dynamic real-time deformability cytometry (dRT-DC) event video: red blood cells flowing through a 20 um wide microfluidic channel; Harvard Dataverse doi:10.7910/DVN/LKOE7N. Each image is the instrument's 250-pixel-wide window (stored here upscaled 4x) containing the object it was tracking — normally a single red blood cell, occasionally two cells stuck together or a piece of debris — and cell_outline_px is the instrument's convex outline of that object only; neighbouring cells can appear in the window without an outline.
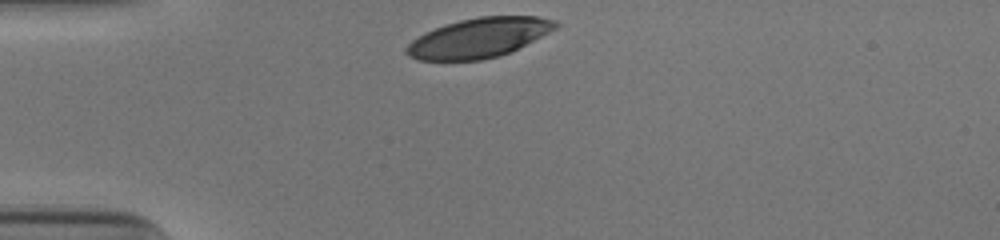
{"species": "human", "species_latin": "Homo sapiens", "temperature_condition": "cold", "stored_images_in_passage": 30, "camera_frame_rate_fps": 3000, "um_per_image_px": 0.085, "donor": {"sex": "male"}, "frame": {"image": 1, "passage_image": 1, "time_ms": 0.0, "image_size_px": [1000, 240], "cell_outline_px": [[560, 24], [556, 28], [500, 56], [484, 60], [420, 60], [408, 56], [404, 52], [404, 48], [412, 40], [424, 32], [460, 20], [480, 16], [536, 16], [556, 20]], "centroid_in_image_um": [40.66, 3.21], "position_along_channel_um": 44.3, "area_um2": 34.04}}
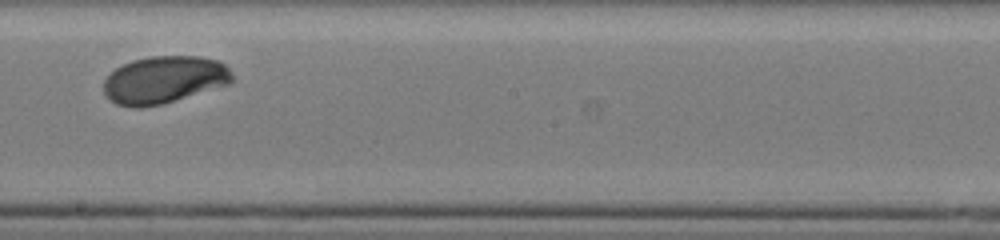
{"frame": {"image": 2, "passage_image": 18, "time_ms": 5.667, "image_size_px": [1000, 240], "cell_outline_px": [[232, 80], [228, 84], [164, 104], [140, 108], [132, 108], [116, 104], [104, 92], [104, 80], [116, 68], [132, 60], [148, 56], [200, 56], [220, 60], [232, 72]], "centroid_in_image_um": [13.96, 6.78], "position_along_channel_um": 234.2, "area_um2": 35.55}}
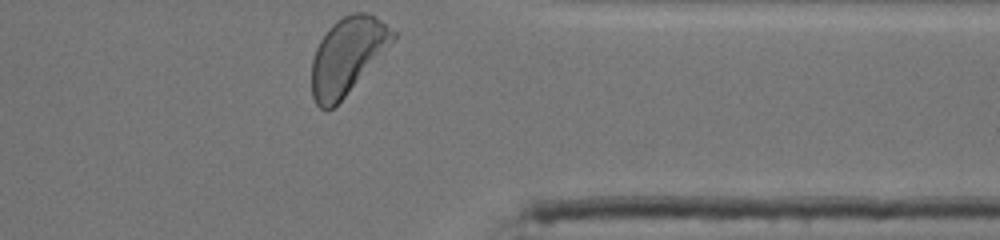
{"frame": {"image": 3, "passage_image": 30, "time_ms": 9.667, "image_size_px": [1000, 240], "cell_outline_px": [[396, 36], [344, 96], [332, 108], [320, 108], [316, 104], [312, 96], [312, 60], [316, 48], [320, 40], [328, 28], [336, 20], [352, 12], [364, 12], [372, 16], [396, 32]], "centroid_in_image_um": [29.46, 4.72], "position_along_channel_um": 381.9, "area_um2": 34.91}, "authors_computed_cell_mechanics": {"area_um2": 35.6915, "velocity_mm_per_s": 3.8546, "shape_relaxation_time_tau1_ms": 1.5092, "shape_relaxation_time_tau2_ms": null, "deformation_change_tau1": 0.1271, "deformation_change_tau2": null}}